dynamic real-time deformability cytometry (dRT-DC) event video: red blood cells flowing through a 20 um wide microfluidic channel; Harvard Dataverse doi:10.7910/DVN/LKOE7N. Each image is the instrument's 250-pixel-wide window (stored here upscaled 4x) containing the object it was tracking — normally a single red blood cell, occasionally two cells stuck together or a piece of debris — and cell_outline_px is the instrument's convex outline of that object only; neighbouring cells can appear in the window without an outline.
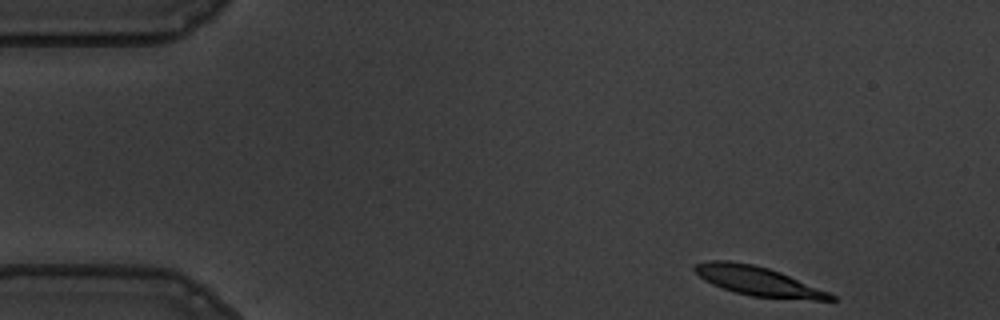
{"species": "common noctule bat (a hibernating species)", "species_latin": "Nyctalus noctula", "temperature_condition": "warm", "stored_images_in_passage": 51, "camera_frame_rate_fps": 3000, "um_per_image_px": 0.085, "animal": {"sex": "male", "body_mass_g": 19.5, "forearm_length_mm": 54.6}, "frame": {"image": 1, "passage_image": 1, "time_ms": 0.0, "image_size_px": [1000, 320], "cell_outline_px": [[836, 300], [812, 300], [752, 296], [736, 292], [712, 284], [704, 280], [692, 268], [692, 264], [708, 260], [728, 260], [752, 264], [768, 268], [780, 272], [828, 292], [836, 296]], "centroid_in_image_um": [64.39, 23.88], "position_along_channel_um": 20.6, "area_um2": 22.95}}
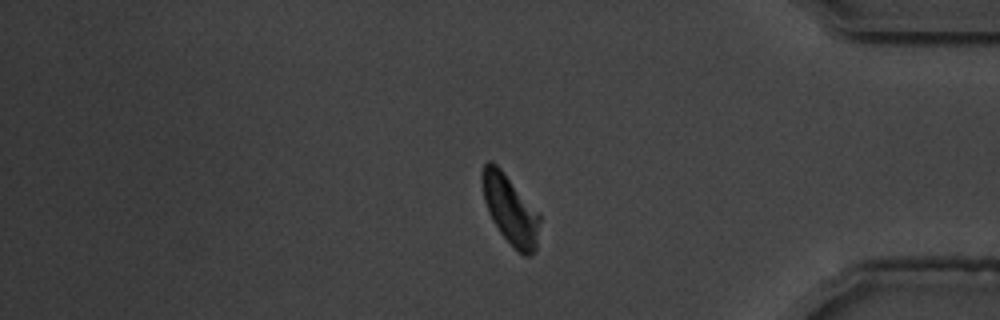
{"frame": {"image": 2, "passage_image": 42, "time_ms": 13.667, "image_size_px": [1000, 320], "cell_outline_px": [[540, 220], [536, 252], [532, 256], [524, 256], [516, 252], [512, 248], [500, 232], [492, 220], [488, 212], [484, 200], [480, 180], [480, 172], [484, 164], [488, 160], [492, 160], [500, 168], [540, 212]], "centroid_in_image_um": [43.37, 17.84], "position_along_channel_um": 391.8, "area_um2": 23.87}}
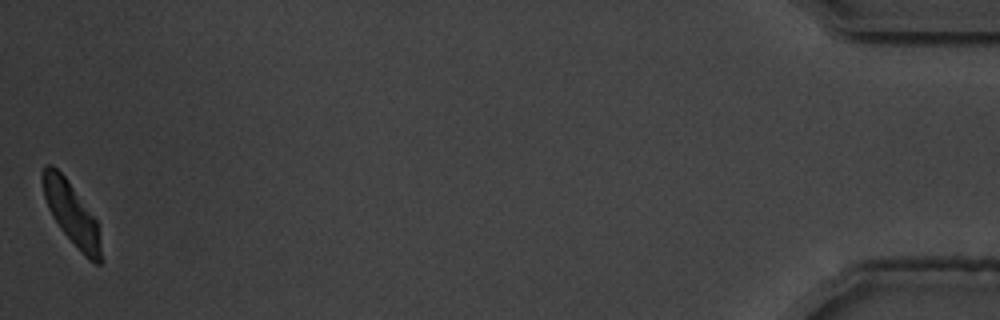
{"frame": {"image": 3, "passage_image": 51, "time_ms": 16.667, "image_size_px": [1000, 320], "cell_outline_px": [[104, 260], [100, 264], [96, 264], [88, 260], [84, 256], [60, 228], [52, 216], [48, 208], [44, 196], [40, 176], [44, 164], [52, 164], [64, 176], [96, 220]], "centroid_in_image_um": [6.07, 18.18], "position_along_channel_um": 429.1, "area_um2": 21.15}, "authors_computed_cell_mechanics": {"area_um2": 24.4494, "velocity_mm_per_s": 3.542, "shape_relaxation_time_tau1_ms": 3.5591, "shape_relaxation_time_tau2_ms": 3.3711, "deformation_change_tau1": 0.1569, "deformation_change_tau2": 0.0905}}